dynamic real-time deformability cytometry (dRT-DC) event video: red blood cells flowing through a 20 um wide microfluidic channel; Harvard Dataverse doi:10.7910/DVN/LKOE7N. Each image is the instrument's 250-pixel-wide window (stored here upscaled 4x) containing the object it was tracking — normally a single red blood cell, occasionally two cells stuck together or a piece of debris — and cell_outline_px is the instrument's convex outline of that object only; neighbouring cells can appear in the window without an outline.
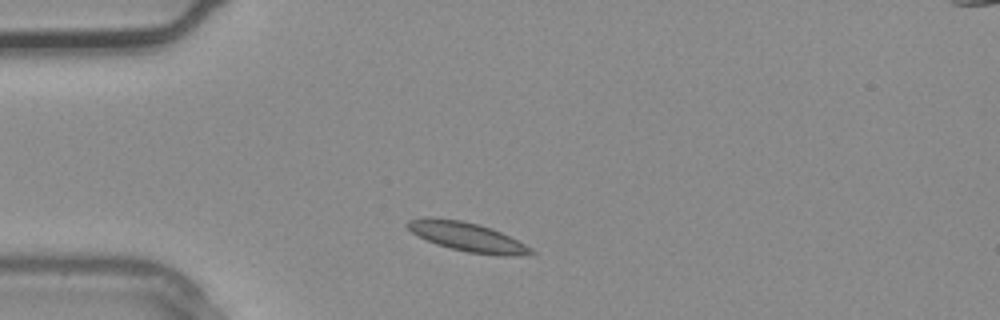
{"species": "common noctule bat (a hibernating species)", "species_latin": "Nyctalus noctula", "temperature_condition": "warm", "stored_images_in_passage": 2, "camera_frame_rate_fps": 3000, "um_per_image_px": 0.085, "animal": {"sex": "male", "body_mass_g": 20.4}, "frame": {"image": 1, "passage_image": 2, "time_ms": 0.333, "image_size_px": [1000, 320], "cell_outline_px": [[536, 252], [504, 256], [468, 252], [436, 244], [412, 232], [404, 224], [408, 220], [424, 216], [428, 216], [460, 220], [480, 224], [492, 228], [532, 248]], "centroid_in_image_um": [39.64, 20.1], "position_along_channel_um": 45.4, "area_um2": 20.63}}